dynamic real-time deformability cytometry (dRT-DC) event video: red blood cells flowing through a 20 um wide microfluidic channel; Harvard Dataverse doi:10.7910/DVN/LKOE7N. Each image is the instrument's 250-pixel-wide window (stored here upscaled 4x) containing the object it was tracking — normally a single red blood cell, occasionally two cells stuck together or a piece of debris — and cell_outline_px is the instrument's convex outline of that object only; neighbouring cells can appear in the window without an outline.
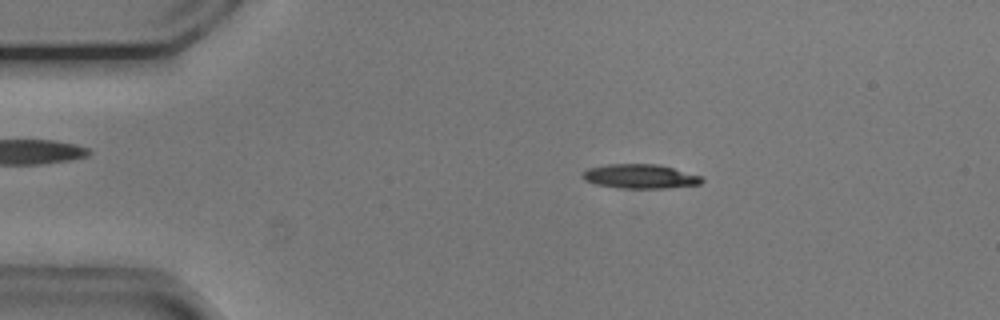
{"species": "common noctule bat (a hibernating species)", "species_latin": "Nyctalus noctula", "temperature_condition": "cold", "stored_images_in_passage": 53, "camera_frame_rate_fps": 3000, "um_per_image_px": 0.085, "animal": {"sex": "male", "body_mass_g": 20.5, "forearm_length_mm": 52.5}, "frame": {"image": 1, "passage_image": 9, "time_ms": 2.667, "image_size_px": [1000, 320], "cell_outline_px": [[704, 180], [700, 184], [668, 188], [620, 188], [596, 184], [584, 180], [580, 176], [580, 172], [588, 168], [608, 164], [656, 164], [704, 176]], "centroid_in_image_um": [54.39, 14.99], "position_along_channel_um": 30.6, "area_um2": 16.99}}
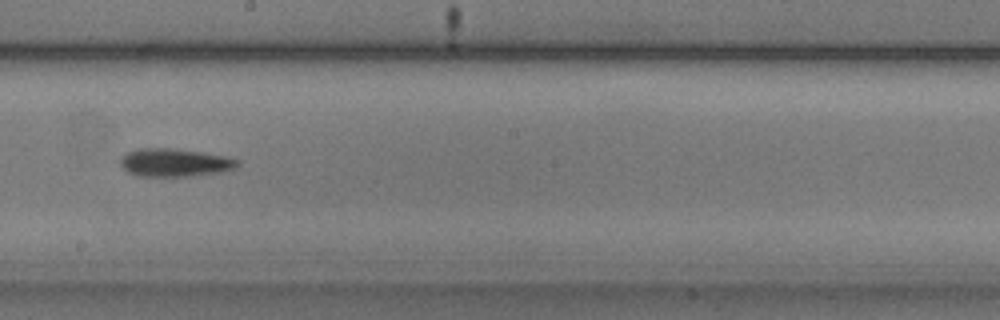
{"frame": {"image": 2, "passage_image": 29, "time_ms": 9.333, "image_size_px": [1000, 320], "cell_outline_px": [[240, 164], [232, 168], [220, 172], [188, 176], [136, 176], [128, 172], [120, 164], [120, 160], [128, 152], [136, 148], [168, 148], [200, 152], [240, 160]], "centroid_in_image_um": [14.8, 13.82], "position_along_channel_um": 233.4, "area_um2": 18.79}}
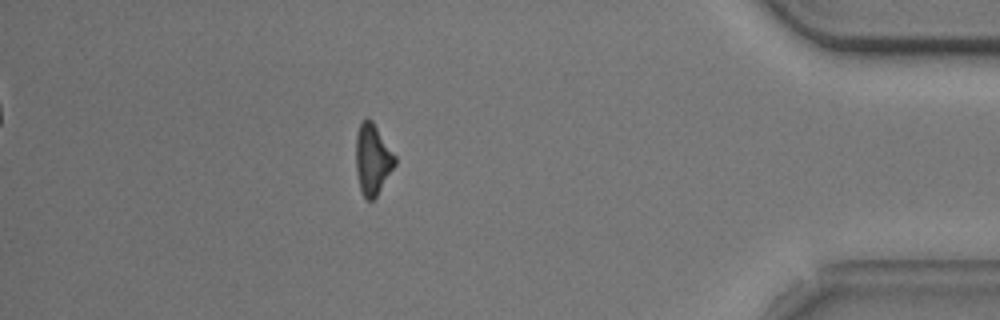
{"frame": {"image": 3, "passage_image": 46, "time_ms": 15.0, "image_size_px": [1000, 320], "cell_outline_px": [[396, 164], [376, 196], [372, 200], [364, 200], [360, 188], [356, 172], [356, 136], [360, 124], [368, 116], [372, 120], [396, 156]], "centroid_in_image_um": [31.67, 13.54], "position_along_channel_um": 403.5, "area_um2": 16.07}, "authors_computed_cell_mechanics": {"area_um2": 16.9354, "velocity_mm_per_s": 3.7754, "shape_relaxation_time_tau1_ms": 2.1383, "shape_relaxation_time_tau2_ms": null, "deformation_change_tau1": 0.1267, "deformation_change_tau2": null}}